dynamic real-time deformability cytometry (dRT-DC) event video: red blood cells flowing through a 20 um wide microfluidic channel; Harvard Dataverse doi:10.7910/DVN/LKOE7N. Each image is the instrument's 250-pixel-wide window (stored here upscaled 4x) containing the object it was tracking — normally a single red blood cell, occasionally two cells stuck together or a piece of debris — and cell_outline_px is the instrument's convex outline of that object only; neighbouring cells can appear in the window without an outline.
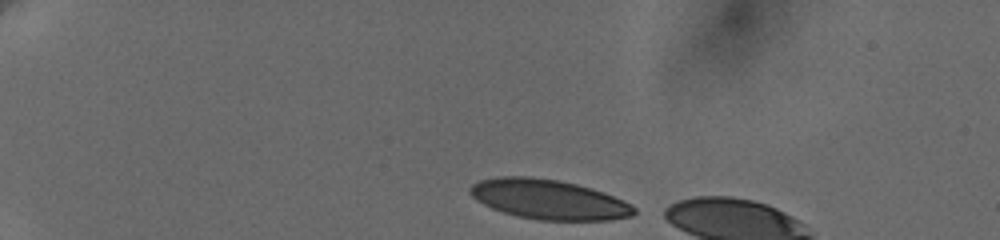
{"species": "human", "species_latin": "Homo sapiens", "temperature_condition": "cold", "stored_images_in_passage": 4, "camera_frame_rate_fps": 3000, "um_per_image_px": 0.085, "donor": {"sex": "female"}, "frame": {"image": 1, "passage_image": 1, "time_ms": 0.0, "image_size_px": [1000, 240], "cell_outline_px": [[636, 212], [632, 216], [612, 220], [540, 220], [520, 216], [504, 212], [492, 208], [476, 200], [468, 192], [468, 188], [472, 184], [480, 180], [500, 176], [528, 176], [560, 180], [592, 188], [604, 192], [624, 200], [632, 204], [636, 208]], "centroid_in_image_um": [46.66, 16.94], "position_along_channel_um": 38.3, "area_um2": 38.15}}